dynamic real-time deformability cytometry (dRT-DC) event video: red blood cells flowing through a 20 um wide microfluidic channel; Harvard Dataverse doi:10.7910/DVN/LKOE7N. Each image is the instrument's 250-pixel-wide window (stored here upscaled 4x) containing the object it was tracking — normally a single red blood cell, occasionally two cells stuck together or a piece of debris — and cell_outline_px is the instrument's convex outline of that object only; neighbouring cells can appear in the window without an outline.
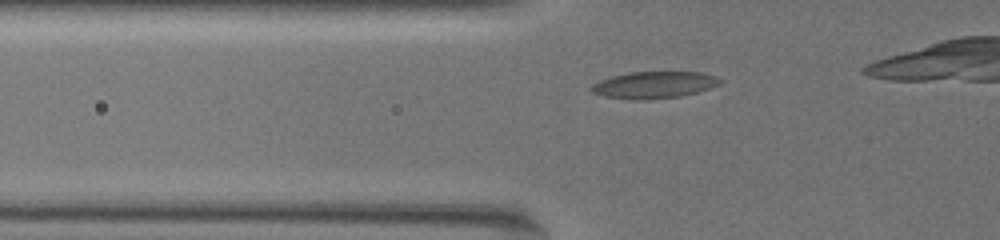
{"species": "common noctule bat (a hibernating species)", "species_latin": "Nyctalus noctula", "temperature_condition": "warm", "stored_images_in_passage": 32, "camera_frame_rate_fps": 3000, "um_per_image_px": 0.085, "animal": {"sex": "female", "body_mass_g": 19.5, "forearm_length_mm": 54.1}, "frame": {"image": 1, "passage_image": 2, "time_ms": 0.333, "image_size_px": [1000, 240], "cell_outline_px": [[724, 80], [720, 84], [696, 92], [680, 96], [604, 96], [592, 92], [588, 88], [592, 84], [600, 80], [612, 76], [628, 72], [700, 72], [716, 76]], "centroid_in_image_um": [55.64, 7.14], "position_along_channel_um": 70.2, "area_um2": 18.9}}
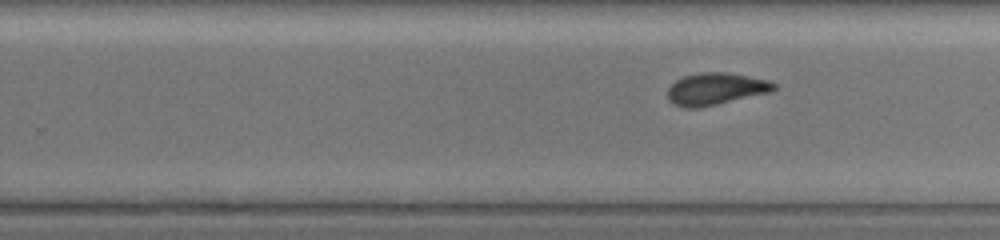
{"frame": {"image": 2, "passage_image": 19, "time_ms": 6.0, "image_size_px": [1000, 240], "cell_outline_px": [[776, 88], [772, 92], [700, 108], [684, 108], [672, 104], [668, 100], [668, 88], [676, 80], [684, 76], [700, 72], [728, 72], [768, 80], [776, 84]], "centroid_in_image_um": [60.83, 7.56], "position_along_channel_um": 269.0, "area_um2": 20.06}}
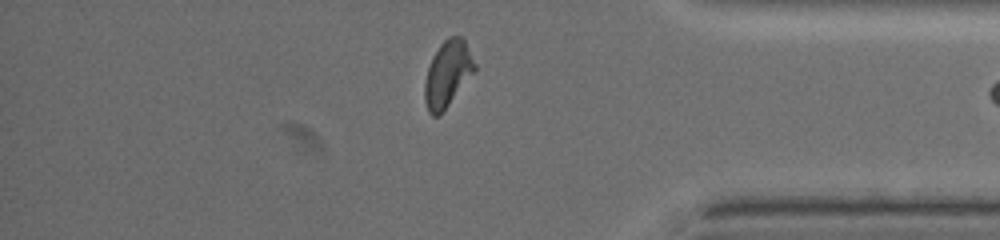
{"frame": {"image": 3, "passage_image": 31, "time_ms": 10.0, "image_size_px": [1000, 240], "cell_outline_px": [[476, 68], [440, 116], [432, 116], [428, 112], [424, 100], [424, 84], [428, 68], [432, 56], [440, 44], [448, 36], [460, 36], [464, 40], [476, 64]], "centroid_in_image_um": [38.01, 6.28], "position_along_channel_um": 397.2, "area_um2": 19.07}}